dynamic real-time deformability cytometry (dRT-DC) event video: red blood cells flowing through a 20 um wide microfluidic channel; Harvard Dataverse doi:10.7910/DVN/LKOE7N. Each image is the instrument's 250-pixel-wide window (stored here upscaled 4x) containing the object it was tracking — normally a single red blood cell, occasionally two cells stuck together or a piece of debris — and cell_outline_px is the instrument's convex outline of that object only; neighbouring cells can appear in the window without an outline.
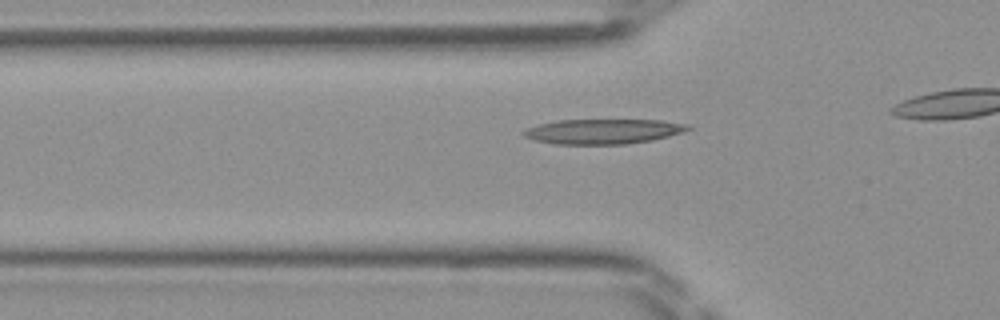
{"species": "Egyptian fruit bat (a non-hibernating species)", "species_latin": "Rousettus aegyptiacus", "temperature_condition": "room temperature", "stored_images_in_passage": 17, "camera_frame_rate_fps": 3000, "um_per_image_px": 0.085, "frame": {"image": 1, "passage_image": 12, "time_ms": 3.667, "image_size_px": [1000, 320], "cell_outline_px": [[692, 128], [684, 132], [652, 140], [628, 144], [556, 144], [532, 140], [524, 136], [520, 132], [528, 128], [540, 124], [556, 120], [660, 120], [692, 124]], "centroid_in_image_um": [51.3, 11.17], "position_along_channel_um": 74.5, "area_um2": 24.04}}
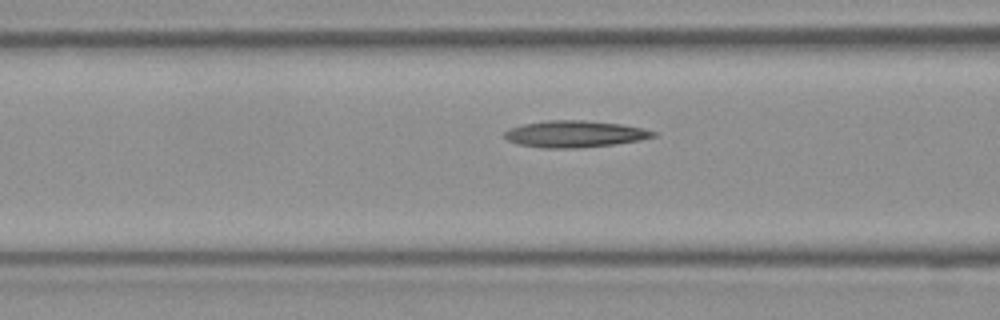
{"frame": {"image": 2, "passage_image": 15, "time_ms": 4.667, "image_size_px": [1000, 320], "cell_outline_px": [[660, 132], [656, 136], [640, 140], [616, 144], [576, 148], [544, 148], [516, 144], [508, 140], [504, 136], [504, 132], [508, 128], [524, 124], [548, 120], [584, 120], [620, 124], [644, 128]], "centroid_in_image_um": [48.88, 11.39], "position_along_channel_um": 117.7, "area_um2": 23.29}}